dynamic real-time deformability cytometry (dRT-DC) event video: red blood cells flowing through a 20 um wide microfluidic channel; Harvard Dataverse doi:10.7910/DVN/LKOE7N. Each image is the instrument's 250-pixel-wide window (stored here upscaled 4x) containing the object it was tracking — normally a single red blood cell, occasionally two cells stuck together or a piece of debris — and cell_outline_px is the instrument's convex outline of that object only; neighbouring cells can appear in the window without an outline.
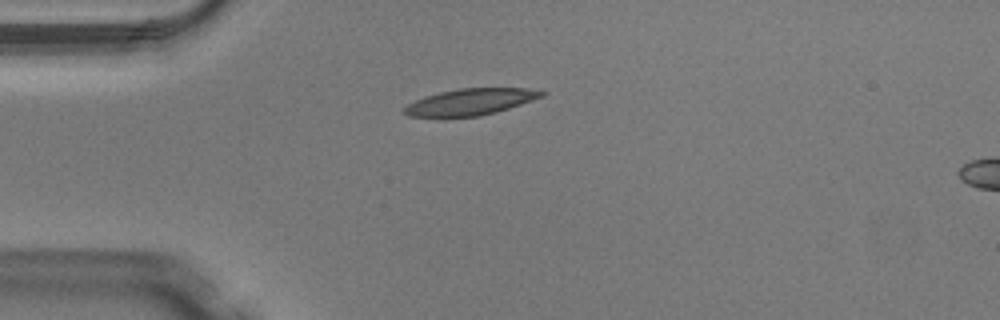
{"species": "Egyptian fruit bat (a non-hibernating species)", "species_latin": "Rousettus aegyptiacus", "temperature_condition": "warm", "stored_images_in_passage": 37, "camera_frame_rate_fps": 3000, "um_per_image_px": 0.085, "animal": {"sex": "male"}, "frame": {"image": 1, "passage_image": 1, "time_ms": 0.0, "image_size_px": [1000, 320], "cell_outline_px": [[544, 96], [496, 112], [480, 116], [408, 116], [404, 112], [404, 108], [408, 104], [424, 96], [440, 92], [460, 88], [524, 88], [544, 92]], "centroid_in_image_um": [39.97, 8.65], "position_along_channel_um": 45.0, "area_um2": 20.69}}
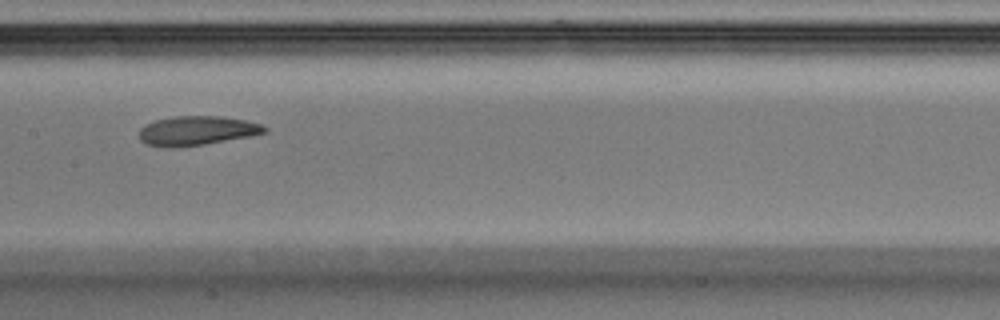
{"frame": {"image": 2, "passage_image": 13, "time_ms": 4.0, "image_size_px": [1000, 320], "cell_outline_px": [[268, 132], [248, 136], [204, 144], [148, 144], [140, 140], [140, 128], [144, 124], [156, 120], [172, 116], [220, 116], [244, 120], [260, 124], [268, 128]], "centroid_in_image_um": [16.79, 11.05], "position_along_channel_um": 190.6, "area_um2": 20.4}}
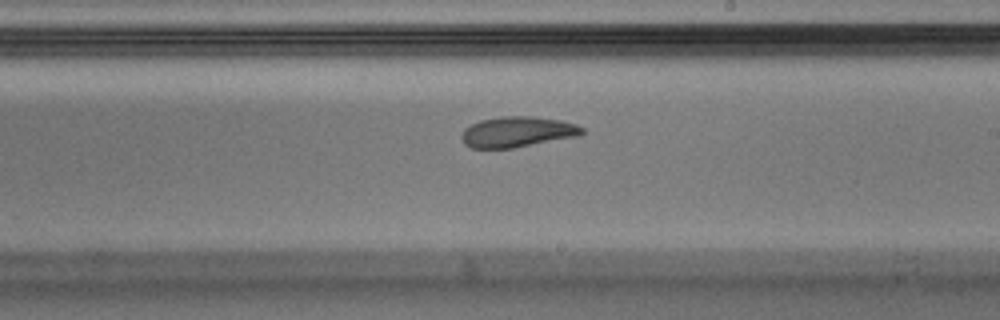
{"frame": {"image": 3, "passage_image": 17, "time_ms": 5.333, "image_size_px": [1000, 320], "cell_outline_px": [[584, 132], [580, 136], [512, 148], [472, 148], [464, 144], [460, 136], [464, 128], [480, 120], [500, 116], [532, 116], [560, 120], [576, 124], [584, 128]], "centroid_in_image_um": [43.98, 11.21], "position_along_channel_um": 245.0, "area_um2": 21.62}, "authors_computed_cell_mechanics": {"area_um2": 21.8484, "velocity_mm_per_s": 4.0975, "shape_relaxation_time_tau1_ms": 3.3987, "shape_relaxation_time_tau2_ms": 5.1187, "deformation_change_tau1": 0.1429, "deformation_change_tau2": 0.1228}}